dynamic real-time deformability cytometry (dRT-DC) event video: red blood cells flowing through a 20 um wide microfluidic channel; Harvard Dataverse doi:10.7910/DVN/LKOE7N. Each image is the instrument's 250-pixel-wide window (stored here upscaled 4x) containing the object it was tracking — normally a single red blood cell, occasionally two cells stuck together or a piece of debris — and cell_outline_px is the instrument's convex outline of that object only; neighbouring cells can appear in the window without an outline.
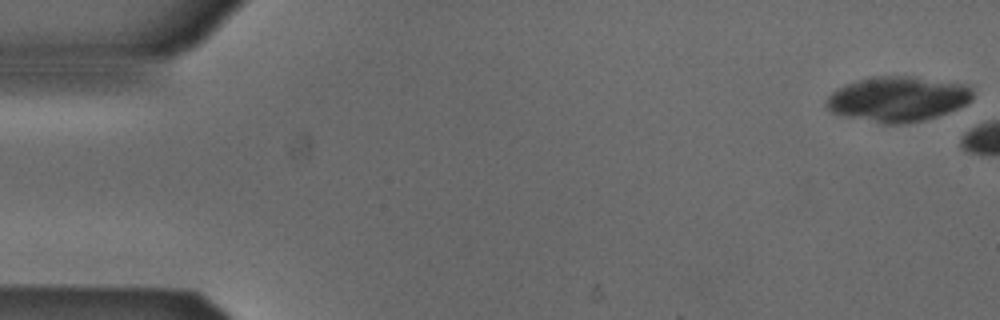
{"species": "Egyptian fruit bat (a non-hibernating species)", "species_latin": "Rousettus aegyptiacus", "temperature_condition": "cold", "stored_images_in_passage": 5, "camera_frame_rate_fps": 3000, "um_per_image_px": 0.085, "animal": {"sex": "male"}, "frame": {"image": 1, "passage_image": 1, "time_ms": 0.0, "image_size_px": [1000, 320], "cell_outline_px": [[972, 100], [948, 112], [924, 120], [904, 124], [884, 124], [848, 116], [832, 112], [824, 104], [828, 96], [836, 88], [872, 76], [908, 76], [968, 84], [972, 88]], "centroid_in_image_um": [76.32, 8.41], "position_along_channel_um": 8.7, "area_um2": 38.21}}